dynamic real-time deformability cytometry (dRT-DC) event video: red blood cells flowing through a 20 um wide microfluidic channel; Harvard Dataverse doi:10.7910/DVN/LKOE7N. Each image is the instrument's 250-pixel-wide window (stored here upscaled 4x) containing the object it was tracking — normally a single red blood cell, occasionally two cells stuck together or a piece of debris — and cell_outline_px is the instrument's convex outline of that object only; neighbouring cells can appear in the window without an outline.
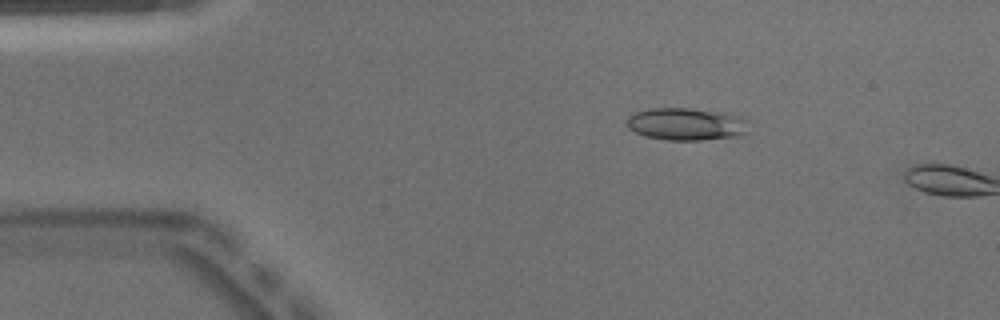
{"species": "Egyptian fruit bat (a non-hibernating species)", "species_latin": "Rousettus aegyptiacus", "temperature_condition": "warm", "stored_images_in_passage": 6, "camera_frame_rate_fps": 3000, "um_per_image_px": 0.085, "animal": {"sex": "male"}, "frame": {"image": 1, "passage_image": 4, "time_ms": 1.0, "image_size_px": [1000, 320], "cell_outline_px": [[748, 120], [744, 136], [700, 140], [668, 140], [644, 136], [628, 128], [624, 120], [628, 116], [636, 112], [648, 108], [688, 108], [740, 116]], "centroid_in_image_um": [58.29, 10.56], "position_along_channel_um": 26.7, "area_um2": 23.06}}